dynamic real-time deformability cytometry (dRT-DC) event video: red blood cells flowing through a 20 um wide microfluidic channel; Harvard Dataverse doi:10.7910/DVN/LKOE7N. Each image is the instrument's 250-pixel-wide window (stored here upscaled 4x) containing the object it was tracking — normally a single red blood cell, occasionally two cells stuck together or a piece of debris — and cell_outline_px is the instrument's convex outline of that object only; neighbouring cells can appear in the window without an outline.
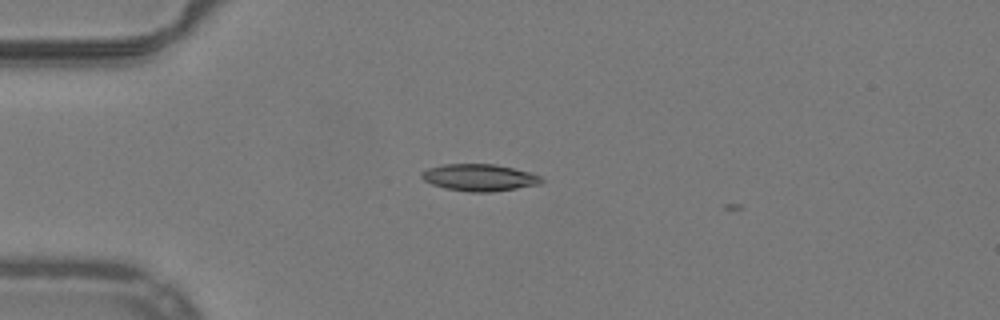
{"species": "common noctule bat (a hibernating species)", "species_latin": "Nyctalus noctula", "temperature_condition": "warm", "stored_images_in_passage": 2, "camera_frame_rate_fps": 3000, "um_per_image_px": 0.085, "animal": {"sex": "male", "body_mass_g": 19.2, "forearm_length_mm": 51.8}, "frame": {"image": 1, "passage_image": 1, "time_ms": 0.0, "image_size_px": [1000, 320], "cell_outline_px": [[544, 180], [540, 184], [492, 192], [468, 192], [444, 188], [432, 184], [424, 180], [420, 176], [420, 172], [428, 168], [440, 164], [496, 164], [532, 172], [540, 176]], "centroid_in_image_um": [40.73, 15.08], "position_along_channel_um": 44.3, "area_um2": 19.02}}